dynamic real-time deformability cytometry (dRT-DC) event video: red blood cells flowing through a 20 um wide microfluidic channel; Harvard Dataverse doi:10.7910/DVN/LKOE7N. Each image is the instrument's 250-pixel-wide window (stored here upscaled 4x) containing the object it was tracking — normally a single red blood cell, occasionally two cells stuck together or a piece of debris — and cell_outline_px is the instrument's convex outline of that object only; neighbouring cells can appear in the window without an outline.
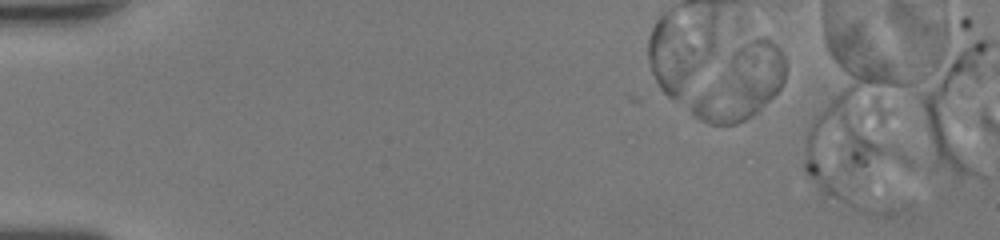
{"species": "human", "species_latin": "Homo sapiens", "temperature_condition": "room temperature", "stored_images_in_passage": 1, "camera_frame_rate_fps": 3000, "um_per_image_px": 0.085, "donor": {"sex": "female"}, "frame": {"image": 1, "passage_image": 1, "time_ms": 0.0, "image_size_px": [1000, 240], "cell_outline_px": [[784, 80], [780, 88], [752, 116], [736, 124], [708, 124], [700, 120], [692, 112], [692, 104], [732, 56], [740, 48], [756, 40], [768, 40], [784, 56]], "centroid_in_image_um": [63.06, 7.22], "position_along_channel_um": 21.9, "area_um2": 35.55}}